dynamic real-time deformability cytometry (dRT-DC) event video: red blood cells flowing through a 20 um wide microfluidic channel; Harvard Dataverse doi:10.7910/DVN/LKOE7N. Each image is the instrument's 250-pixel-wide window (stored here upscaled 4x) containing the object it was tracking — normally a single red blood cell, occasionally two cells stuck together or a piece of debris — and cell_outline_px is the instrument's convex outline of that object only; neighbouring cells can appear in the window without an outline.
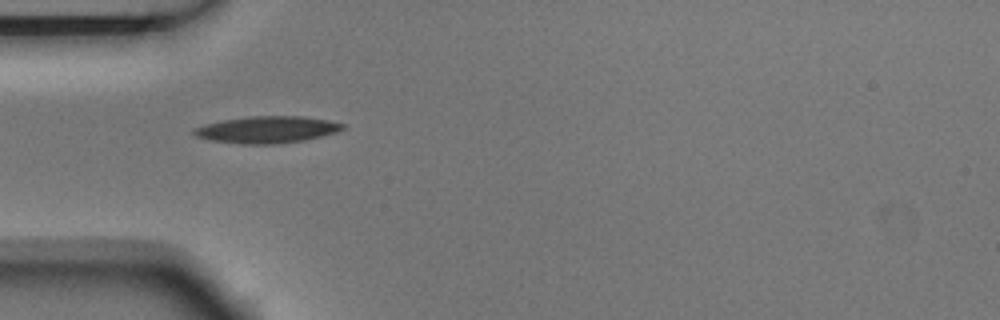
{"species": "Egyptian fruit bat (a non-hibernating species)", "species_latin": "Rousettus aegyptiacus", "temperature_condition": "room temperature", "stored_images_in_passage": 2, "camera_frame_rate_fps": 3000, "um_per_image_px": 0.085, "animal": {"sex": "male"}, "frame": {"image": 1, "passage_image": 2, "time_ms": 0.333, "image_size_px": [1000, 320], "cell_outline_px": [[344, 128], [336, 132], [304, 140], [276, 144], [240, 144], [212, 140], [196, 136], [192, 132], [192, 128], [204, 124], [224, 120], [248, 116], [300, 116], [328, 120], [344, 124]], "centroid_in_image_um": [22.66, 11.01], "position_along_channel_um": 62.3, "area_um2": 23.12}}